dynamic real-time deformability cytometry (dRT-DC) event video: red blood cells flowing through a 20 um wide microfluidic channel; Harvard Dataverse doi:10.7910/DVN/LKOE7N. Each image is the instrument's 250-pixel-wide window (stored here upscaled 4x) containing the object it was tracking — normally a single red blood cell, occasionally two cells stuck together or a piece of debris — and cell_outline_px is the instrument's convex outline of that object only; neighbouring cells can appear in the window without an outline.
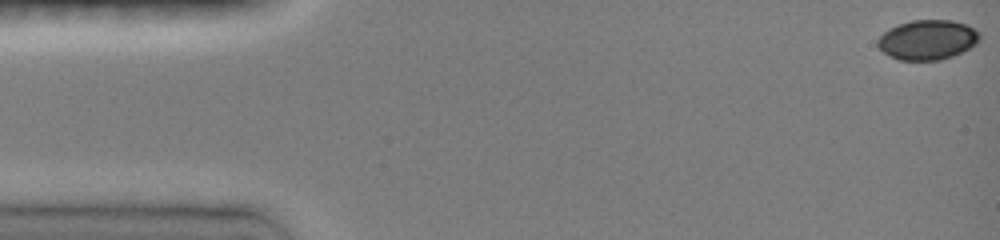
{"species": "common noctule bat (a hibernating species)", "species_latin": "Nyctalus noctula", "temperature_condition": "room temperature", "stored_images_in_passage": 47, "camera_frame_rate_fps": 3000, "um_per_image_px": 0.085, "animal": {"sex": "female", "body_mass_g": 19.0, "forearm_length_mm": 51.5}, "frame": {"image": 1, "passage_image": 1, "time_ms": 0.0, "image_size_px": [1000, 240], "cell_outline_px": [[980, 40], [976, 44], [952, 56], [940, 60], [900, 60], [884, 52], [876, 44], [876, 40], [888, 28], [912, 20], [952, 20], [964, 24], [980, 32]], "centroid_in_image_um": [78.83, 3.38], "position_along_channel_um": 6.2, "area_um2": 23.47}}
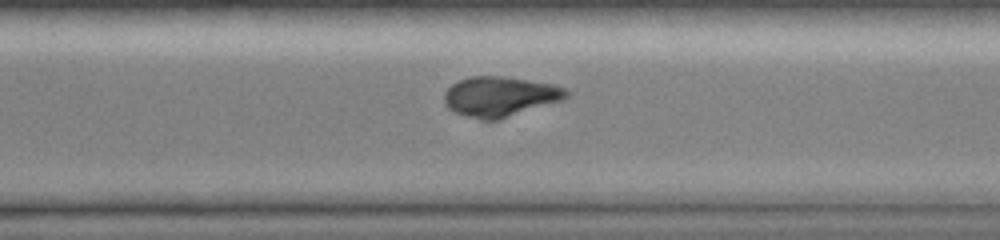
{"frame": {"image": 2, "passage_image": 34, "time_ms": 11.0, "image_size_px": [1000, 240], "cell_outline_px": [[568, 96], [560, 100], [496, 120], [480, 120], [456, 112], [448, 108], [444, 104], [444, 92], [452, 84], [460, 80], [472, 76], [500, 76], [556, 84], [564, 88], [568, 92]], "centroid_in_image_um": [42.46, 8.19], "position_along_channel_um": 328.1, "area_um2": 28.03}}
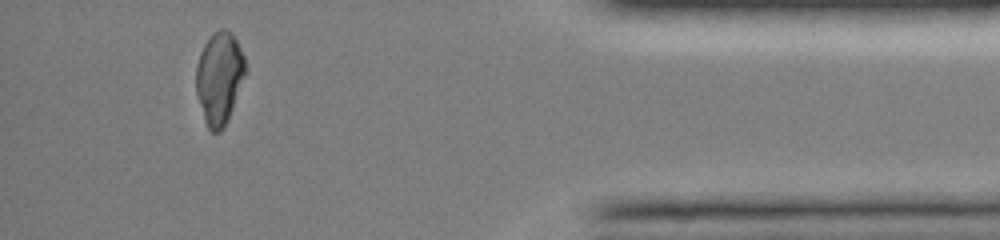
{"frame": {"image": 3, "passage_image": 43, "time_ms": 14.0, "image_size_px": [1000, 240], "cell_outline_px": [[248, 68], [228, 120], [220, 132], [212, 132], [208, 128], [204, 120], [196, 92], [196, 64], [200, 52], [204, 44], [212, 32], [220, 28], [228, 28], [232, 32], [244, 56]], "centroid_in_image_um": [18.65, 6.59], "position_along_channel_um": 416.5, "area_um2": 26.88}, "authors_computed_cell_mechanics": {"area_um2": 28.322, "velocity_mm_per_s": 4.0863, "shape_relaxation_time_tau1_ms": 8.7514, "shape_relaxation_time_tau2_ms": 2.1705, "deformation_change_tau1": 0.2661, "deformation_change_tau2": 0.0418}}